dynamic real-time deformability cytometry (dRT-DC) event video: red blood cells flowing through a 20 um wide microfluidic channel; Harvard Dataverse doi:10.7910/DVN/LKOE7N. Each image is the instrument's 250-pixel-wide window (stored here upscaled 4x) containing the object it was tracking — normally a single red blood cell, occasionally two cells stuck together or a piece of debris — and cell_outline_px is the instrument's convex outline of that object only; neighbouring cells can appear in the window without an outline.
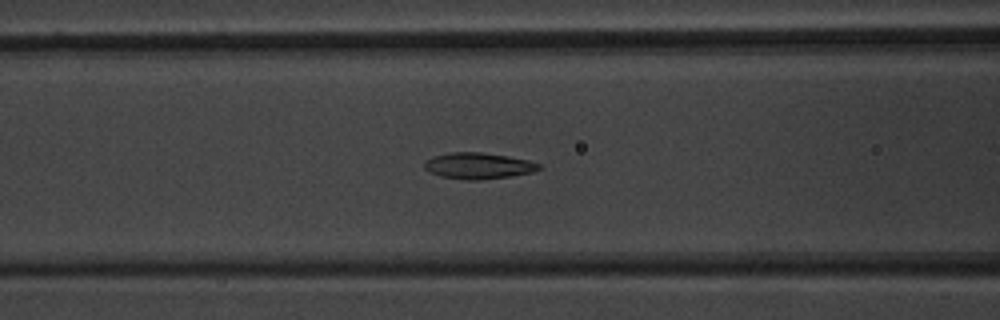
{"species": "common noctule bat (a hibernating species)", "species_latin": "Nyctalus noctula", "temperature_condition": "warm", "stored_images_in_passage": 32, "camera_frame_rate_fps": 3000, "um_per_image_px": 0.085, "animal": {"sex": "male", "body_mass_g": 20.1, "forearm_length_mm": 53.5}, "frame": {"image": 1, "passage_image": 5, "time_ms": 1.333, "image_size_px": [1000, 320], "cell_outline_px": [[544, 168], [532, 172], [512, 176], [480, 180], [468, 180], [440, 176], [428, 172], [424, 168], [424, 160], [432, 156], [452, 152], [480, 152], [508, 156], [528, 160], [540, 164]], "centroid_in_image_um": [40.65, 14.09], "position_along_channel_um": 126.0, "area_um2": 17.69}}
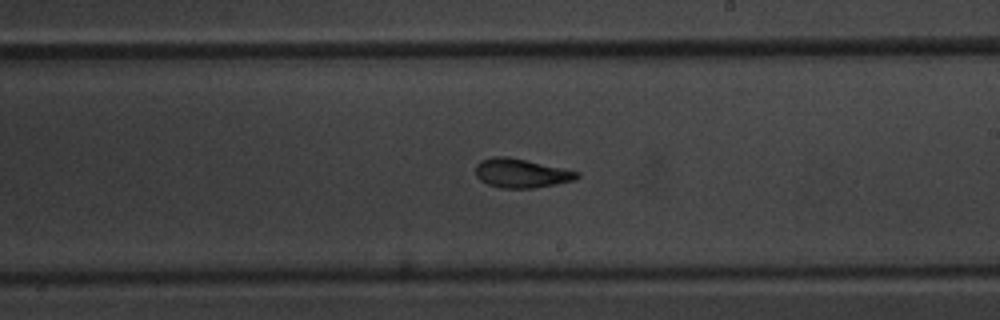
{"frame": {"image": 2, "passage_image": 14, "time_ms": 4.333, "image_size_px": [1000, 320], "cell_outline_px": [[580, 176], [576, 180], [556, 184], [532, 188], [500, 188], [488, 184], [480, 180], [476, 176], [476, 164], [480, 160], [492, 156], [508, 156], [580, 172]], "centroid_in_image_um": [44.29, 14.72], "position_along_channel_um": 244.7, "area_um2": 17.22}}
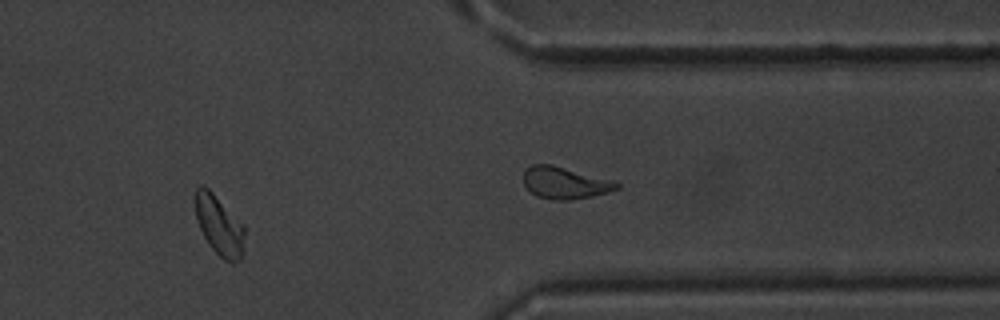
{"frame": {"image": 3, "passage_image": 23, "time_ms": 7.333, "image_size_px": [1000, 320], "cell_outline_px": [[244, 256], [240, 260], [232, 264], [224, 260], [212, 248], [204, 236], [196, 220], [192, 196], [196, 188], [200, 184], [204, 184], [244, 224]], "centroid_in_image_um": [18.61, 19.13], "position_along_channel_um": 392.8, "area_um2": 17.74}, "authors_computed_cell_mechanics": {"area_um2": 17.1955, "velocity_mm_per_s": 3.9569, "shape_relaxation_time_tau1_ms": 4.6928, "shape_relaxation_time_tau2_ms": 2.5791, "deformation_change_tau1": 0.1467, "deformation_change_tau2": 0.0884}}